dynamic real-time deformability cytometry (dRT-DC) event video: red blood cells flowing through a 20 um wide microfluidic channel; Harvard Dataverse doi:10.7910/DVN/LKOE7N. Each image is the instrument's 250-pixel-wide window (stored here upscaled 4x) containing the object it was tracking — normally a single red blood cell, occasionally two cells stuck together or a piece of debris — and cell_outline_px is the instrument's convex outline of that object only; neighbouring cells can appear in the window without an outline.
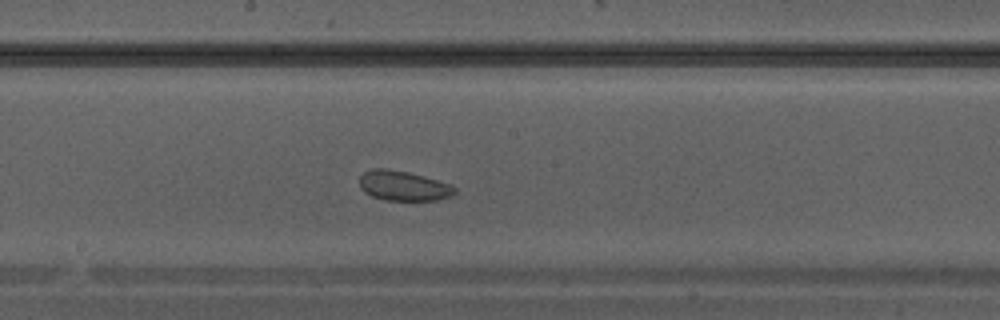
{"species": "Egyptian fruit bat (a non-hibernating species)", "species_latin": "Rousettus aegyptiacus", "temperature_condition": "warm", "stored_images_in_passage": 24, "camera_frame_rate_fps": 3000, "um_per_image_px": 0.085, "animal": {"sex": "male"}, "frame": {"image": 1, "passage_image": 14, "time_ms": 4.333, "image_size_px": [1000, 320], "cell_outline_px": [[456, 192], [452, 196], [436, 200], [384, 200], [372, 196], [364, 192], [360, 188], [360, 176], [364, 172], [372, 168], [388, 168], [408, 172], [424, 176], [452, 184], [456, 188]], "centroid_in_image_um": [34.29, 15.79], "position_along_channel_um": 213.9, "area_um2": 16.76}}
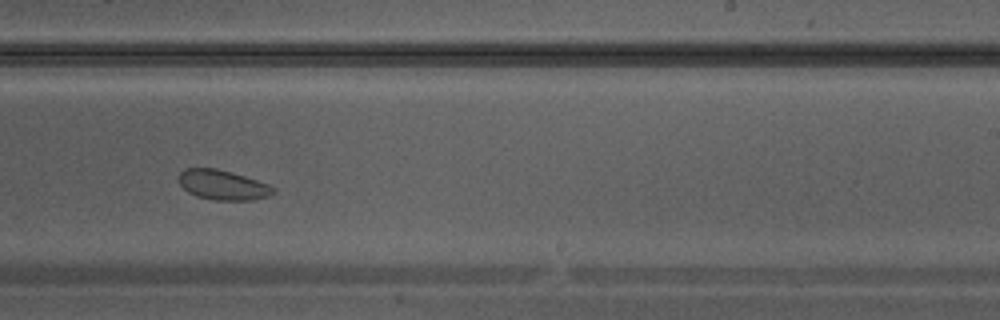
{"frame": {"image": 2, "passage_image": 17, "time_ms": 5.333, "image_size_px": [1000, 320], "cell_outline_px": [[276, 192], [268, 196], [252, 200], [212, 200], [196, 196], [188, 192], [180, 184], [176, 176], [184, 168], [216, 168], [232, 172], [268, 184], [276, 188]], "centroid_in_image_um": [18.91, 15.72], "position_along_channel_um": 270.1, "area_um2": 16.59}}